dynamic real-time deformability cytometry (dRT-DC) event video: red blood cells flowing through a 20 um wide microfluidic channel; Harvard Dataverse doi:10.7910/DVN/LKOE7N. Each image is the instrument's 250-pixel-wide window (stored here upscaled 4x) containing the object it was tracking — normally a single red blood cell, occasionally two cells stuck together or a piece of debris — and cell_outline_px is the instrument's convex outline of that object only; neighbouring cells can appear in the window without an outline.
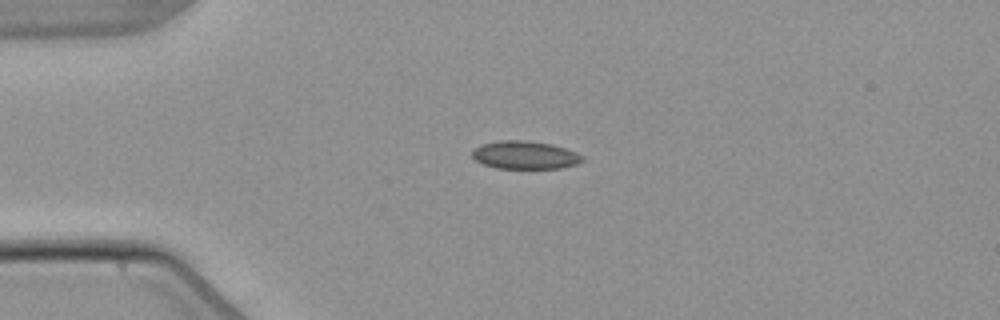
{"species": "common noctule bat (a hibernating species)", "species_latin": "Nyctalus noctula", "temperature_condition": "warm", "stored_images_in_passage": 3, "camera_frame_rate_fps": 3000, "um_per_image_px": 0.085, "animal": {"sex": "male", "body_mass_g": 21.5, "forearm_length_mm": 52.0}, "frame": {"image": 1, "passage_image": 2, "time_ms": 1.333, "image_size_px": [1000, 320], "cell_outline_px": [[584, 160], [576, 164], [560, 168], [496, 168], [484, 164], [476, 160], [472, 156], [472, 152], [480, 144], [500, 140], [524, 140], [552, 144], [576, 152], [584, 156]], "centroid_in_image_um": [44.63, 13.17], "position_along_channel_um": 40.4, "area_um2": 17.92}}